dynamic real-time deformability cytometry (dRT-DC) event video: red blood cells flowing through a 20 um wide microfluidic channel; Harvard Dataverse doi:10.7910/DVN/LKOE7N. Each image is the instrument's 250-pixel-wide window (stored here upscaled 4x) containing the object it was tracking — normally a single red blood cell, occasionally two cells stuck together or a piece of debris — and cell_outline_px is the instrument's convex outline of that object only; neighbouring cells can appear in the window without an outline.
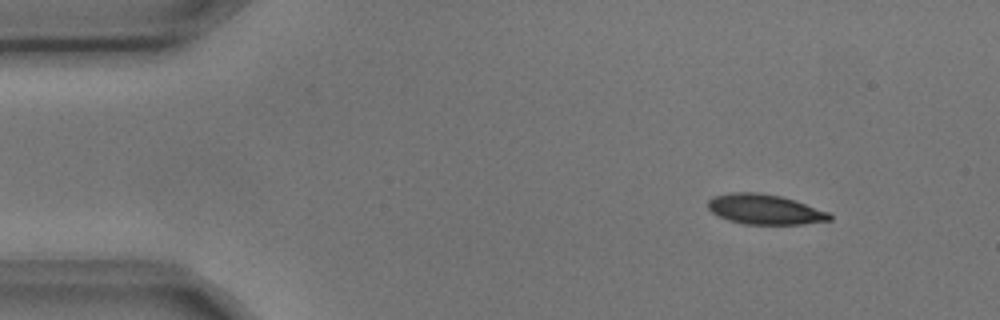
{"species": "common noctule bat (a hibernating species)", "species_latin": "Nyctalus noctula", "temperature_condition": "cold", "stored_images_in_passage": 6, "camera_frame_rate_fps": 3000, "um_per_image_px": 0.085, "animal": {"sex": "male", "body_mass_g": 17.9, "forearm_length_mm": 54.2}, "frame": {"image": 1, "passage_image": 1, "time_ms": 0.0, "image_size_px": [1000, 320], "cell_outline_px": [[832, 220], [804, 224], [744, 224], [728, 220], [712, 212], [708, 208], [708, 200], [712, 196], [732, 192], [760, 192], [780, 196], [796, 200], [828, 212], [832, 216]], "centroid_in_image_um": [65.01, 17.79], "position_along_channel_um": 20.0, "area_um2": 21.39}}
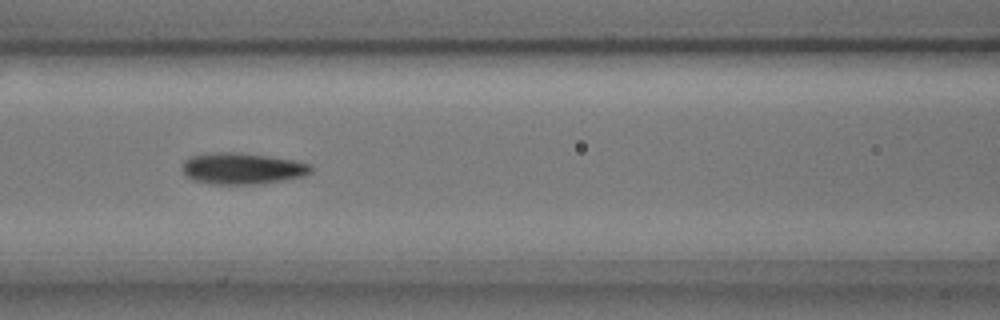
{"frame": {"image": 2, "passage_image": 5, "time_ms": 1.333, "image_size_px": [1000, 320], "cell_outline_px": [[312, 172], [304, 176], [264, 184], [212, 184], [192, 180], [184, 176], [180, 168], [184, 160], [192, 156], [220, 152], [232, 152], [268, 156], [292, 160], [308, 164], [312, 168]], "centroid_in_image_um": [20.54, 14.34], "position_along_channel_um": 146.1, "area_um2": 23.58}}
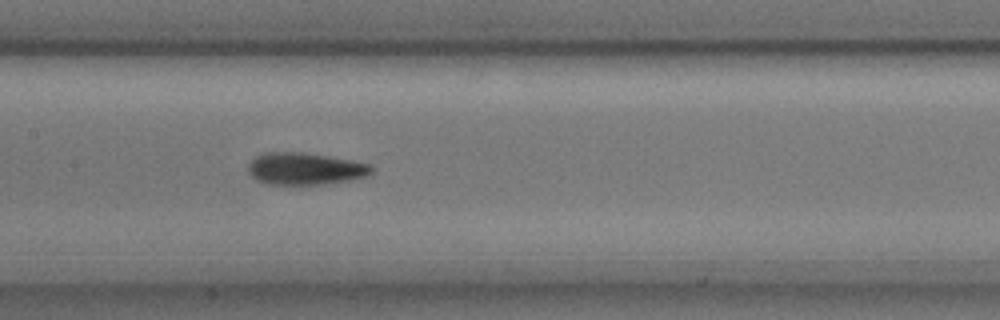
{"frame": {"image": 3, "passage_image": 6, "time_ms": 1.667, "image_size_px": [1000, 320], "cell_outline_px": [[376, 168], [368, 176], [348, 180], [320, 184], [264, 184], [256, 180], [248, 172], [248, 164], [256, 156], [264, 152], [304, 152], [352, 160], [372, 164]], "centroid_in_image_um": [25.95, 14.33], "position_along_channel_um": 181.5, "area_um2": 23.24}}